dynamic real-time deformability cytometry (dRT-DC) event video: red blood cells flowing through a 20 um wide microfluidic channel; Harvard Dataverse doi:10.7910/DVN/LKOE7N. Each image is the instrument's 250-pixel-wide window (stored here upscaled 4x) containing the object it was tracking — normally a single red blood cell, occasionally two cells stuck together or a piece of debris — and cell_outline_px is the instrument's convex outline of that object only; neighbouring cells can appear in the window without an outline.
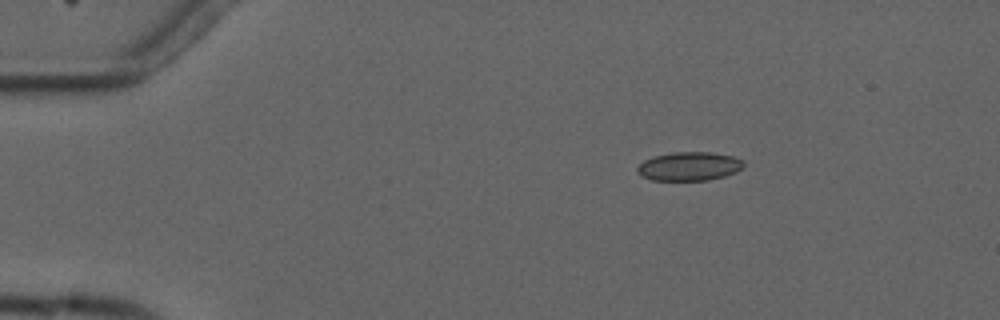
{"species": "common noctule bat (a hibernating species)", "species_latin": "Nyctalus noctula", "temperature_condition": "cold", "stored_images_in_passage": 5, "camera_frame_rate_fps": 3000, "um_per_image_px": 0.085, "animal": {"sex": "male", "forearm_length_mm": 52.5}, "frame": {"image": 1, "passage_image": 3, "time_ms": 2.0, "image_size_px": [1000, 320], "cell_outline_px": [[744, 168], [736, 172], [724, 176], [708, 180], [652, 180], [636, 172], [636, 168], [644, 160], [656, 156], [672, 152], [712, 152], [732, 156], [744, 160]], "centroid_in_image_um": [58.62, 14.13], "position_along_channel_um": 26.4, "area_um2": 17.8}}